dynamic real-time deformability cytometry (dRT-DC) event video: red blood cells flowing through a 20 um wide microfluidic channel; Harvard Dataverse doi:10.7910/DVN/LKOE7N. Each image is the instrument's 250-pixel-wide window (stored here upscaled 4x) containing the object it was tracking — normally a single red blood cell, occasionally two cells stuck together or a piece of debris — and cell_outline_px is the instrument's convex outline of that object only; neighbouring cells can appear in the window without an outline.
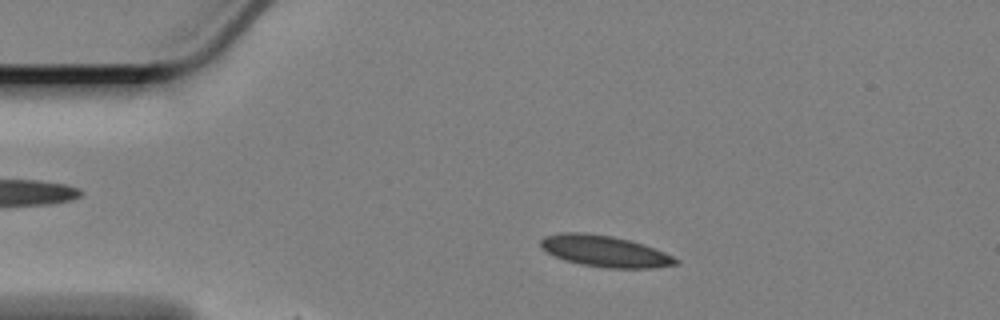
{"species": "Egyptian fruit bat (a non-hibernating species)", "species_latin": "Rousettus aegyptiacus", "temperature_condition": "cold", "stored_images_in_passage": 53, "camera_frame_rate_fps": 3000, "um_per_image_px": 0.085, "animal": {"sex": "female"}, "frame": {"image": 1, "passage_image": 5, "time_ms": 1.333, "image_size_px": [1000, 320], "cell_outline_px": [[680, 264], [652, 268], [604, 268], [580, 264], [564, 260], [552, 256], [540, 248], [540, 240], [544, 236], [564, 232], [584, 232], [612, 236], [628, 240], [664, 252], [680, 260]], "centroid_in_image_um": [51.35, 21.36], "position_along_channel_um": 33.6, "area_um2": 24.74}}
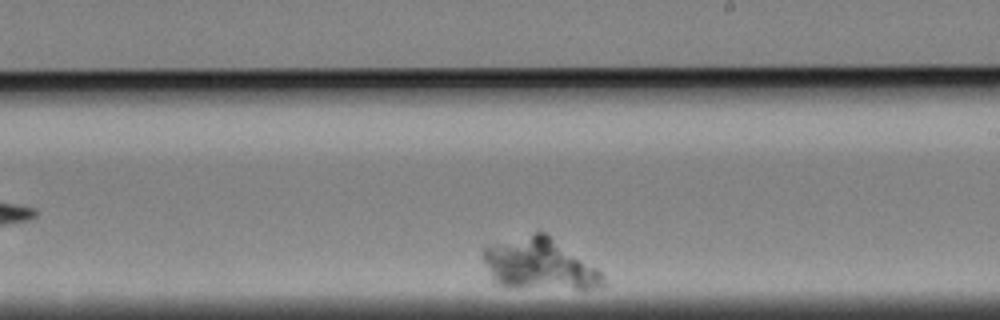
{"frame": {"image": 2, "passage_image": 32, "time_ms": 10.333, "image_size_px": [1000, 320], "cell_outline_px": [[608, 284], [592, 288], [504, 288], [496, 284], [484, 260], [484, 244], [536, 232], [544, 232], [596, 268], [604, 276]], "centroid_in_image_um": [45.8, 22.46], "position_along_channel_um": 243.2, "area_um2": 35.72}}
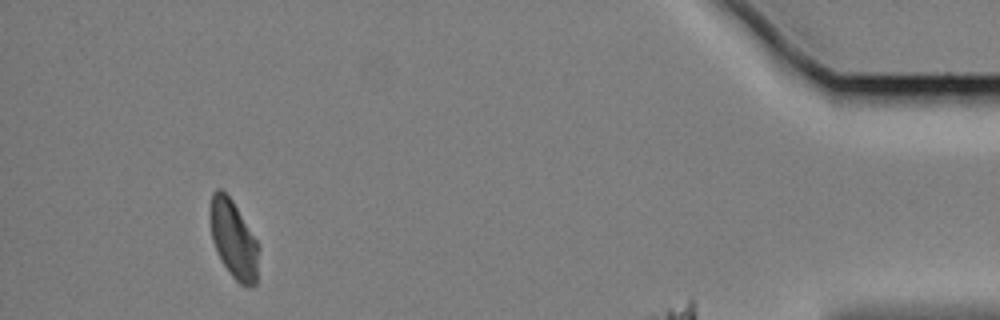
{"frame": {"image": 3, "passage_image": 49, "time_ms": 16.0, "image_size_px": [1000, 320], "cell_outline_px": [[260, 248], [256, 284], [248, 288], [240, 284], [228, 272], [212, 240], [208, 220], [208, 208], [212, 192], [216, 188], [220, 188], [232, 200], [256, 240]], "centroid_in_image_um": [19.83, 20.33], "position_along_channel_um": 415.4, "area_um2": 22.37}}